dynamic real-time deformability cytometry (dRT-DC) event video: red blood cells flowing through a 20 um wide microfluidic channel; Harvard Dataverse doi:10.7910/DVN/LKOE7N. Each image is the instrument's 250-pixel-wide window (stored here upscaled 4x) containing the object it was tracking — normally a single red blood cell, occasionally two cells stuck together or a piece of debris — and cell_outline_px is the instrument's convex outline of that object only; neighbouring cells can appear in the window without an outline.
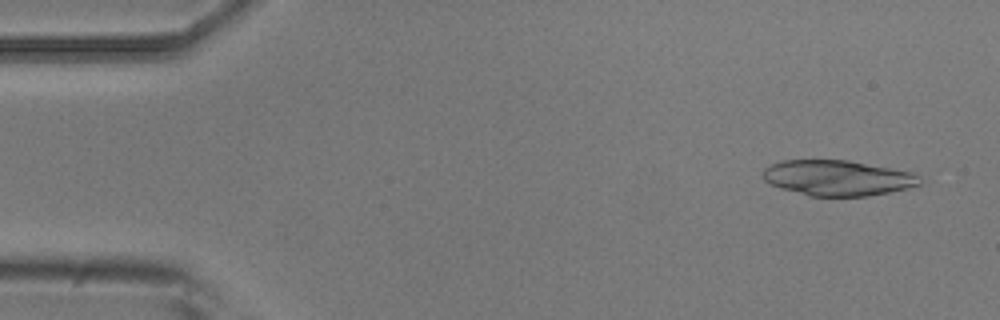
{"species": "common noctule bat (a hibernating species)", "species_latin": "Nyctalus noctula", "temperature_condition": "room temperature", "stored_images_in_passage": 50, "camera_frame_rate_fps": 3000, "um_per_image_px": 0.085, "animal": {"sex": "male", "body_mass_g": 20.5, "forearm_length_mm": 52.5}, "frame": {"image": 1, "passage_image": 3, "time_ms": 0.667, "image_size_px": [1000, 320], "cell_outline_px": [[920, 184], [908, 188], [868, 196], [808, 196], [780, 188], [764, 180], [764, 168], [772, 164], [784, 160], [848, 160], [912, 172], [920, 176]], "centroid_in_image_um": [71.2, 15.12], "position_along_channel_um": 13.8, "area_um2": 32.25}}
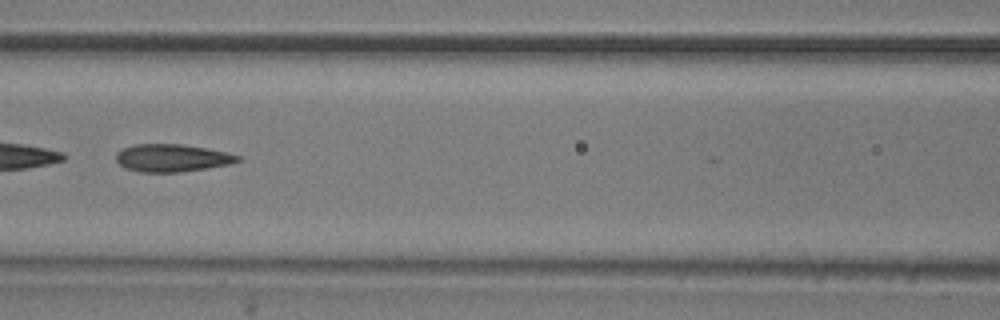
{"frame": {"image": 2, "passage_image": 22, "time_ms": 7.0, "image_size_px": [1000, 320], "cell_outline_px": [[244, 160], [232, 164], [208, 168], [180, 172], [140, 172], [128, 168], [120, 164], [116, 160], [116, 152], [120, 148], [136, 144], [180, 144], [204, 148], [224, 152], [240, 156]], "centroid_in_image_um": [14.63, 13.43], "position_along_channel_um": 152.0, "area_um2": 19.59}}
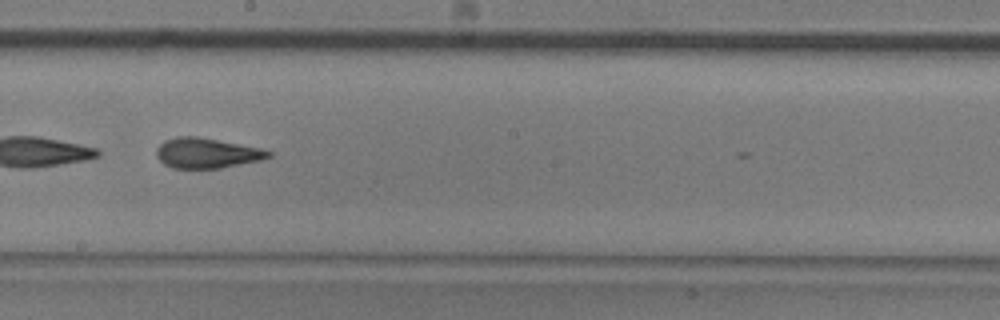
{"frame": {"image": 3, "passage_image": 28, "time_ms": 9.0, "image_size_px": [1000, 320], "cell_outline_px": [[272, 156], [260, 160], [220, 168], [172, 168], [164, 164], [156, 156], [156, 148], [164, 140], [176, 136], [196, 136], [260, 148], [272, 152]], "centroid_in_image_um": [17.53, 13.01], "position_along_channel_um": 230.7, "area_um2": 19.59}, "authors_computed_cell_mechanics": {"area_um2": 21.1259, "velocity_mm_per_s": 3.9416, "shape_relaxation_time_tau1_ms": 7.5773, "shape_relaxation_time_tau2_ms": 1.9924, "deformation_change_tau1": 0.2125, "deformation_change_tau2": 0.121}}